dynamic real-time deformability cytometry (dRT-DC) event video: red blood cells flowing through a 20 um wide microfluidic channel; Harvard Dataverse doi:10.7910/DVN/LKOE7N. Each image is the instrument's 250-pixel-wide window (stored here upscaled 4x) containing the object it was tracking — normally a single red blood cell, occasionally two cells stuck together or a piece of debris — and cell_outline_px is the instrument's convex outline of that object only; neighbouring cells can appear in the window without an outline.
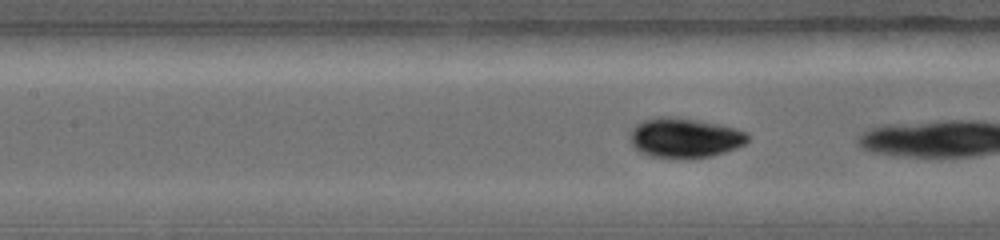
{"species": "common noctule bat (a hibernating species)", "species_latin": "Nyctalus noctula", "temperature_condition": "warm", "stored_images_in_passage": 14, "camera_frame_rate_fps": 5000, "um_per_image_px": 0.085, "animal": {"sex": "female", "body_mass_g": 19.0, "forearm_length_mm": 56.7}, "frame": {"image": 1, "passage_image": 10, "time_ms": 1.8, "image_size_px": [1000, 240], "cell_outline_px": [[748, 140], [744, 144], [736, 148], [712, 156], [688, 160], [652, 156], [640, 152], [632, 144], [632, 132], [636, 124], [644, 120], [692, 120], [716, 124], [736, 128], [748, 132]], "centroid_in_image_um": [58.28, 11.79], "position_along_channel_um": 149.1, "area_um2": 26.3}}